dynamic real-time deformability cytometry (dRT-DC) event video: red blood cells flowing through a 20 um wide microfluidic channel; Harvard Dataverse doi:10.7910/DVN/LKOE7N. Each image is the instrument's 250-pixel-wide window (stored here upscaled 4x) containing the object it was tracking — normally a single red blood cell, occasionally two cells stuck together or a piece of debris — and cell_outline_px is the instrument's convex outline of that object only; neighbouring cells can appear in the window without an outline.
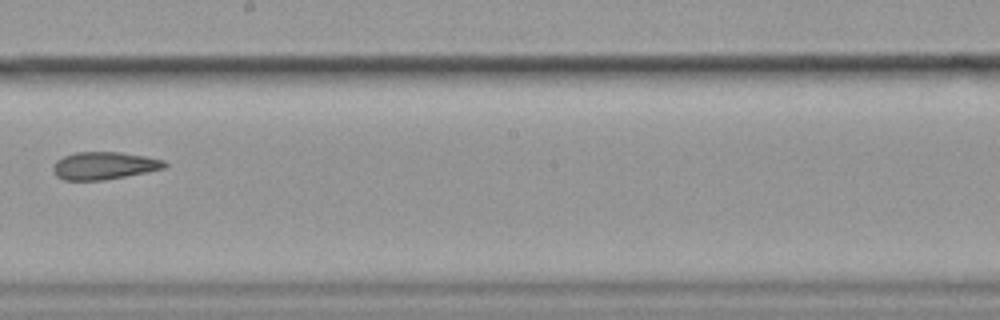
{"species": "common noctule bat (a hibernating species)", "species_latin": "Nyctalus noctula", "temperature_condition": "cold", "stored_images_in_passage": 13, "camera_frame_rate_fps": 3000, "um_per_image_px": 0.085, "animal": {"sex": "female", "body_mass_g": 19.9}, "frame": {"image": 1, "passage_image": 6, "time_ms": 1.667, "image_size_px": [1000, 320], "cell_outline_px": [[168, 164], [164, 168], [148, 172], [104, 180], [64, 180], [56, 176], [52, 168], [56, 160], [64, 156], [76, 152], [120, 152], [144, 156], [164, 160]], "centroid_in_image_um": [8.84, 14.08], "position_along_channel_um": 239.4, "area_um2": 17.92}}
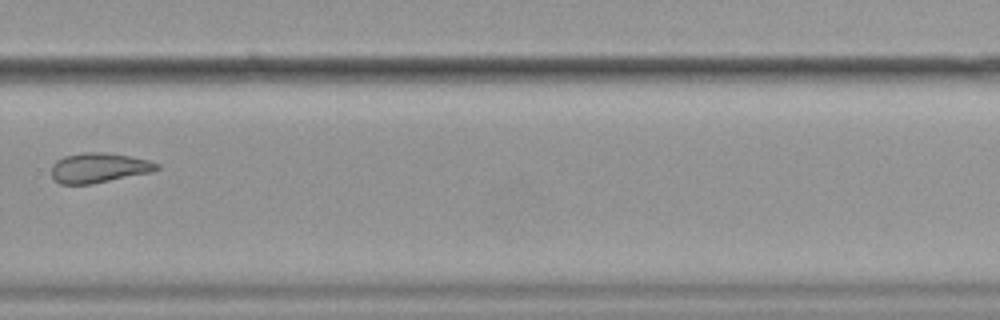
{"frame": {"image": 2, "passage_image": 8, "time_ms": 2.333, "image_size_px": [1000, 320], "cell_outline_px": [[160, 168], [152, 172], [92, 184], [60, 184], [52, 176], [52, 164], [56, 160], [64, 156], [84, 152], [104, 152], [128, 156], [148, 160], [160, 164]], "centroid_in_image_um": [8.4, 14.26], "position_along_channel_um": 321.4, "area_um2": 18.32}}